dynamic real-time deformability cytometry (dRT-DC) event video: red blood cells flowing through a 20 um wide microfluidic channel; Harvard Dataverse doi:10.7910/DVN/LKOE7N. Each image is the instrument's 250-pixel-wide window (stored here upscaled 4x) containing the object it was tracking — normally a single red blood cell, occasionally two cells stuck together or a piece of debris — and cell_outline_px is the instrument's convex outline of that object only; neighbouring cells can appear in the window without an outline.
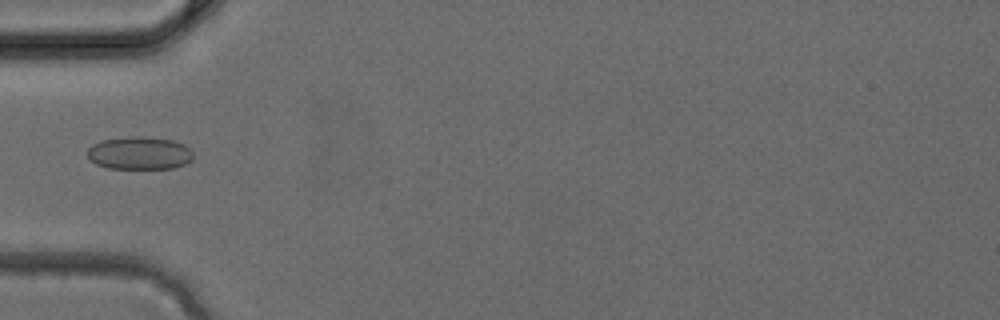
{"species": "common noctule bat (a hibernating species)", "species_latin": "Nyctalus noctula", "temperature_condition": "cold", "stored_images_in_passage": 3, "camera_frame_rate_fps": 3000, "um_per_image_px": 0.085, "animal": {"sex": "female", "body_mass_g": 24.6, "forearm_length_mm": 56.2}, "frame": {"image": 1, "passage_image": 3, "time_ms": 0.667, "image_size_px": [1000, 320], "cell_outline_px": [[192, 160], [176, 168], [108, 168], [96, 164], [88, 156], [88, 148], [92, 144], [100, 140], [128, 136], [144, 136], [172, 140], [184, 144], [192, 152]], "centroid_in_image_um": [11.85, 13.0], "position_along_channel_um": 73.2, "area_um2": 20.29}}